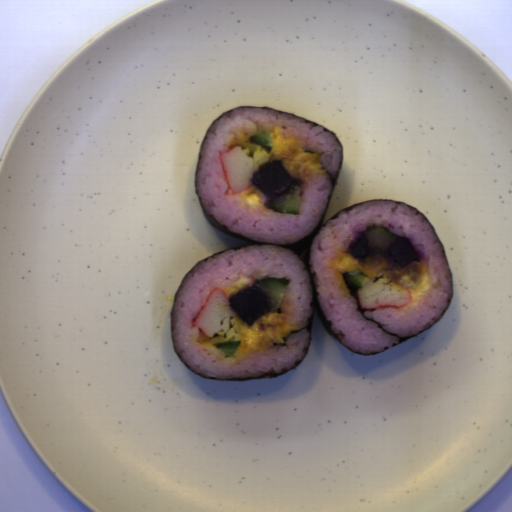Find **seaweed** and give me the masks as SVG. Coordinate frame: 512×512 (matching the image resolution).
Returning <instances> with one entry per match:
<instances>
[{"instance_id":"45ffbabd","label":"seaweed","mask_w":512,"mask_h":512,"mask_svg":"<svg viewBox=\"0 0 512 512\" xmlns=\"http://www.w3.org/2000/svg\"><path fill=\"white\" fill-rule=\"evenodd\" d=\"M327 210H328V205H327L326 209L324 210V212H323L320 220L318 221L317 225L315 226L314 230L312 232H310L309 234H307L305 237H303L299 241H296V242H293V243H289V244H286V245H277V246L289 247L298 256L302 255L306 251V253H305V255H304L302 260L304 261V263L306 265V268H307V271H308L309 274H310L309 254H310L311 245H312V242H313L315 236L317 235V233L320 231V229L323 226H325L324 219H325V214H326Z\"/></svg>"},{"instance_id":"7513b1e5","label":"seaweed","mask_w":512,"mask_h":512,"mask_svg":"<svg viewBox=\"0 0 512 512\" xmlns=\"http://www.w3.org/2000/svg\"><path fill=\"white\" fill-rule=\"evenodd\" d=\"M342 276H343V280H344V284L346 286V289L347 291L349 292V294L351 296L354 297L355 299V303H356V309H355V312H358V313H361L363 319L367 320V321H372L373 323H375L377 325V328L379 329H382L387 335H390V336H393V337H396L397 340H398V344L399 343H402L404 341H407L409 339H412L414 337H417L419 334H421L422 332L426 331L425 328L410 335V336H399V334H394V333H390L389 331H387L381 324V322H378L376 320H373V319H369L367 316H365V310L362 309L361 307V304L359 302V299H358V296H357V288L353 287L350 285L349 281L347 280L345 274L342 273Z\"/></svg>"},{"instance_id":"1faa68ee","label":"seaweed","mask_w":512,"mask_h":512,"mask_svg":"<svg viewBox=\"0 0 512 512\" xmlns=\"http://www.w3.org/2000/svg\"><path fill=\"white\" fill-rule=\"evenodd\" d=\"M237 108H258V109H264V110H270V111H274V112H278V113H282V114H286V115H290V116H293V117H297V118H300V119H303L305 121V125H312L314 128L315 127H321L323 128V131L324 132H329L331 133L335 140L337 141V143L339 144L340 148L342 149V145L338 139V137L335 135V133L329 129H327L326 127L320 125V124H317L315 122H312L310 120H307L305 118H302L300 116H297V115H294V114H291V113H288V112H285V111H282V110H279V109H274V108H270V107H265V106H238V107H235V108H231V109H227L226 111H224L223 113H221L218 117H216L207 127L206 131H205V134L203 136V139L200 143V147H199V152H198V158H197V164H196V170H195V176H194V191H195V194H196V197H197V200H198V203H199V206L208 222V224L213 228L215 229L216 231H218L219 233L225 235V236H228L232 239H237V240H241V241H245V242H249V243H253V244H259V245H277V246H284V245H287V244H274V243H267V242H261V241H257V240H253L251 239L250 237L246 236L245 234L237 231V230H234L230 227H228L227 225H225L223 222H221L218 218H216L214 215H212L211 213H209L201 199V196H200V193H199V190H198V187H197V181H198V173H199V167H200V163H201V158H202V153H203V149H204V145H205V142H206V139H207V136L213 126L214 123H216L217 121H219L220 119H222L223 117H225L226 115L230 114L231 112H233L234 110H236Z\"/></svg>"},{"instance_id":"349a3768","label":"seaweed","mask_w":512,"mask_h":512,"mask_svg":"<svg viewBox=\"0 0 512 512\" xmlns=\"http://www.w3.org/2000/svg\"><path fill=\"white\" fill-rule=\"evenodd\" d=\"M342 165H343V160H342V156H341L340 163H339V166L337 168L335 177H333V175L330 173L329 170H325L324 171L325 172L324 174H328L329 175L330 184H331V190H330L329 195L327 196V207L330 204V201H331V198L333 196L334 190H335V188H336V186L338 184L340 173H341V169H342Z\"/></svg>"},{"instance_id":"6c50854a","label":"seaweed","mask_w":512,"mask_h":512,"mask_svg":"<svg viewBox=\"0 0 512 512\" xmlns=\"http://www.w3.org/2000/svg\"><path fill=\"white\" fill-rule=\"evenodd\" d=\"M301 364H302V360L296 359L291 368L281 369L280 373H275V371L271 367L266 375H260V376H255V377H236V378L227 379V380L249 381V380H258V379L277 378L279 376L287 374L292 369H296Z\"/></svg>"},{"instance_id":"ac131d1f","label":"seaweed","mask_w":512,"mask_h":512,"mask_svg":"<svg viewBox=\"0 0 512 512\" xmlns=\"http://www.w3.org/2000/svg\"><path fill=\"white\" fill-rule=\"evenodd\" d=\"M311 289H312V301L311 303H309L311 306H316L317 308V312H318V316H319V320L324 328V330L331 336L333 337L334 339H336L337 341H339V339L336 337L332 327H331V324H332V320H327L326 319V316L324 314V311H323V308H322V305L320 303V300H319V296H318V290H317V286H316V282L312 276L311 278ZM340 342V341H339Z\"/></svg>"}]
</instances>
